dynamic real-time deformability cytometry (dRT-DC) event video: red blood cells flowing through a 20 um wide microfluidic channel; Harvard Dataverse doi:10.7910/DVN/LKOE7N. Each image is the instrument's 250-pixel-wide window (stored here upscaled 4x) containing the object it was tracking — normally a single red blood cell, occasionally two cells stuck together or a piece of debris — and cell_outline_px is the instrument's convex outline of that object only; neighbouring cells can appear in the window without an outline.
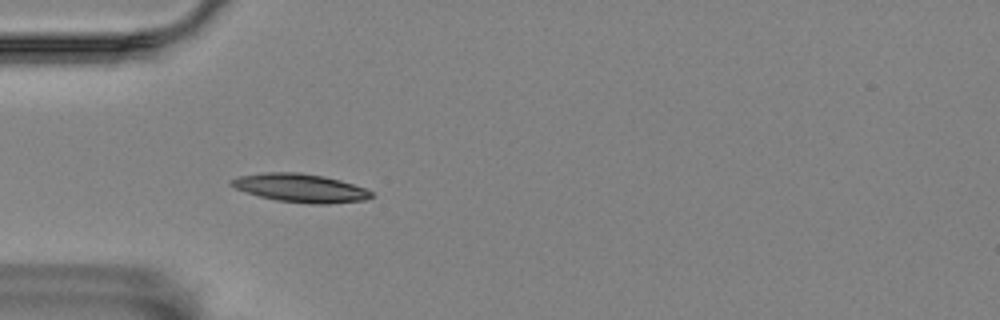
{"species": "Egyptian fruit bat (a non-hibernating species)", "species_latin": "Rousettus aegyptiacus", "temperature_condition": "room temperature", "stored_images_in_passage": 18, "camera_frame_rate_fps": 3000, "um_per_image_px": 0.085, "animal": {"sex": "female"}, "frame": {"image": 1, "passage_image": 4, "time_ms": 1.0, "image_size_px": [1000, 320], "cell_outline_px": [[372, 196], [368, 200], [328, 204], [312, 204], [276, 200], [260, 196], [236, 188], [228, 184], [228, 180], [240, 176], [264, 172], [300, 172], [324, 176], [340, 180], [364, 188], [372, 192]], "centroid_in_image_um": [25.54, 15.97], "position_along_channel_um": 59.5, "area_um2": 23.18}}
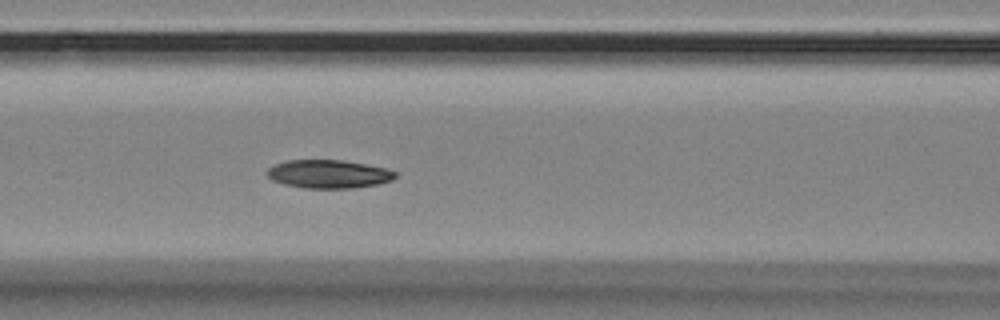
{"frame": {"image": 2, "passage_image": 11, "time_ms": 3.333, "image_size_px": [1000, 320], "cell_outline_px": [[396, 176], [392, 180], [380, 184], [352, 188], [304, 188], [284, 184], [272, 180], [268, 176], [268, 168], [276, 164], [288, 160], [344, 160], [384, 168], [396, 172]], "centroid_in_image_um": [27.94, 14.8], "position_along_channel_um": 138.7, "area_um2": 21.04}}
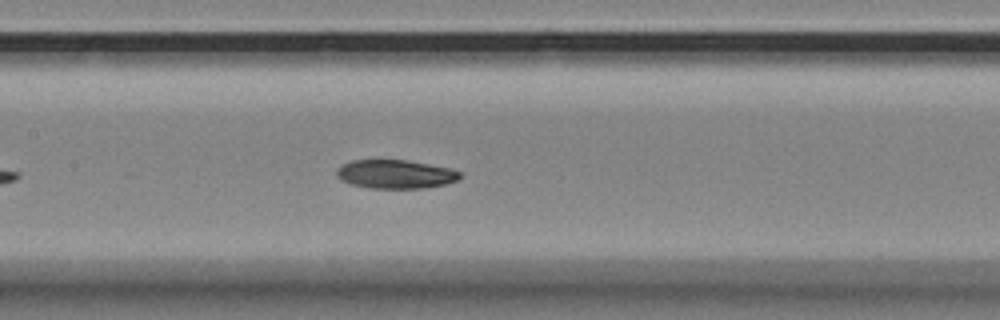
{"frame": {"image": 3, "passage_image": 14, "time_ms": 4.333, "image_size_px": [1000, 320], "cell_outline_px": [[460, 176], [456, 180], [444, 184], [424, 188], [368, 188], [352, 184], [340, 180], [336, 176], [336, 168], [340, 164], [352, 160], [408, 160], [452, 168], [460, 172]], "centroid_in_image_um": [33.56, 14.79], "position_along_channel_um": 173.8, "area_um2": 20.75}}